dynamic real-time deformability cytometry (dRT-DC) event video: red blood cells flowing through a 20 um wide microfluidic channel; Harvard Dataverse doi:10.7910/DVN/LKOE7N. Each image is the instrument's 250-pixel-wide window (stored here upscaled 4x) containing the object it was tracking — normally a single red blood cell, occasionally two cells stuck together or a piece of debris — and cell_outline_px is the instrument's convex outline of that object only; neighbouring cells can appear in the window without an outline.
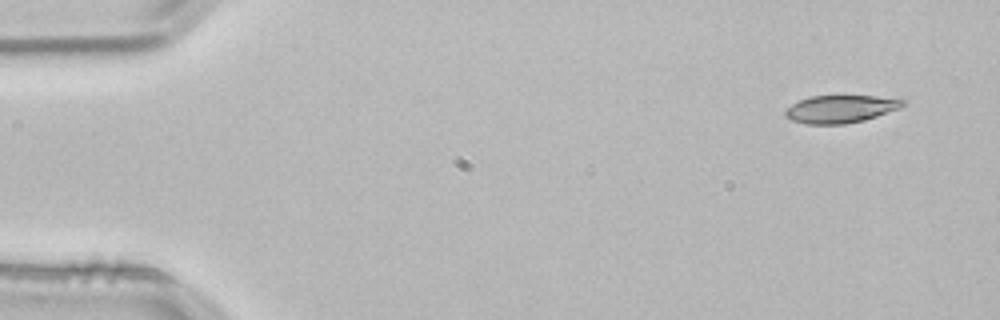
{"species": "common noctule bat (a hibernating species)", "species_latin": "Nyctalus noctula", "temperature_condition": "room temperature", "stored_images_in_passage": 3, "camera_frame_rate_fps": 3000, "um_per_image_px": 0.085, "animal": {"sex": "male", "body_mass_g": 21.5, "forearm_length_mm": 52.0}, "frame": {"image": 1, "passage_image": 1, "time_ms": 0.0, "image_size_px": [1000, 320], "cell_outline_px": [[908, 100], [900, 108], [864, 120], [844, 124], [804, 124], [792, 120], [784, 116], [784, 112], [792, 104], [808, 96], [876, 96]], "centroid_in_image_um": [71.44, 9.26], "position_along_channel_um": 13.6, "area_um2": 18.9}}
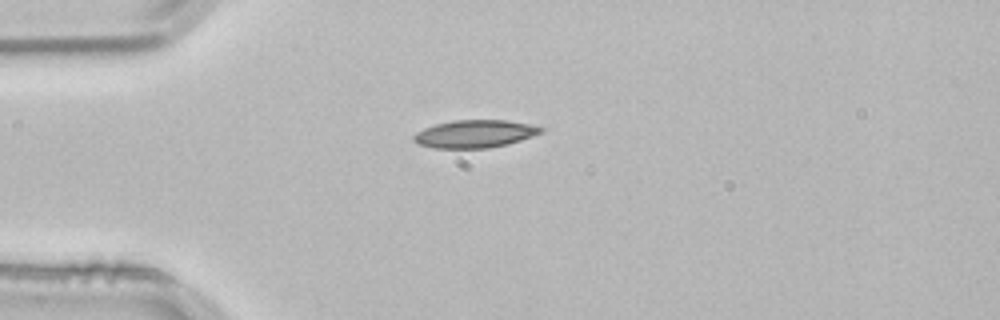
{"frame": {"image": 2, "passage_image": 3, "time_ms": 0.667, "image_size_px": [1000, 320], "cell_outline_px": [[544, 132], [508, 144], [488, 148], [432, 148], [420, 144], [412, 140], [412, 136], [416, 132], [424, 128], [436, 124], [452, 120], [504, 120], [528, 124], [544, 128]], "centroid_in_image_um": [40.33, 11.38], "position_along_channel_um": 44.7, "area_um2": 20.52}}